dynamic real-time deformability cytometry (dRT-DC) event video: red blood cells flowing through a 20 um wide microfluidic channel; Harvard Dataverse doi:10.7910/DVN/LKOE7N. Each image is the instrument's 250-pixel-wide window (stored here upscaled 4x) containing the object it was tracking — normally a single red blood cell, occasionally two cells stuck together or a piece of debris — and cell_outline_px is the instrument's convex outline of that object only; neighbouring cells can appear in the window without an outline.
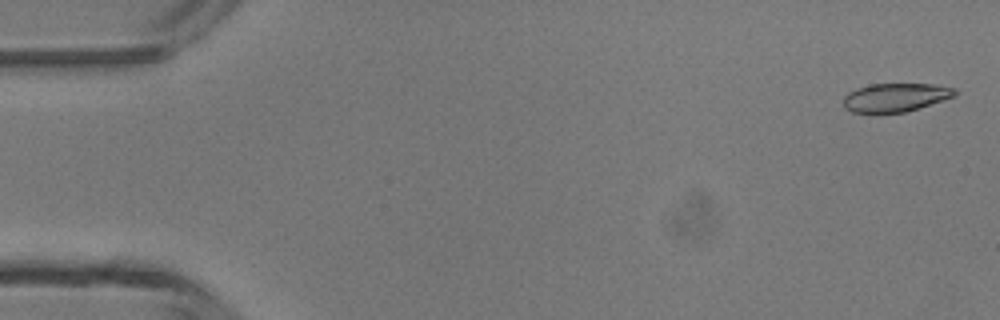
{"species": "common noctule bat (a hibernating species)", "species_latin": "Nyctalus noctula", "temperature_condition": "room temperature", "stored_images_in_passage": 7, "camera_frame_rate_fps": 3000, "um_per_image_px": 0.085, "animal": {"sex": "male", "body_mass_g": 13.3}, "frame": {"image": 1, "passage_image": 1, "time_ms": 0.0, "image_size_px": [1000, 320], "cell_outline_px": [[956, 96], [944, 100], [904, 112], [852, 112], [844, 108], [844, 96], [848, 92], [856, 88], [872, 84], [936, 84], [956, 88]], "centroid_in_image_um": [76.13, 8.26], "position_along_channel_um": 8.9, "area_um2": 18.44}}
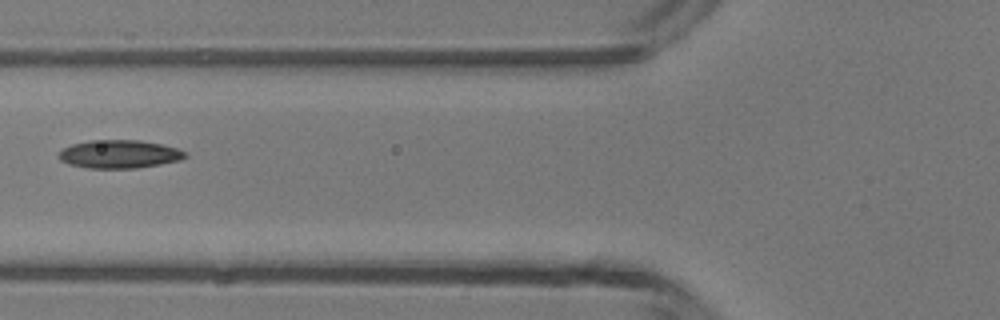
{"frame": {"image": 2, "passage_image": 6, "time_ms": 5.667, "image_size_px": [1000, 320], "cell_outline_px": [[188, 156], [180, 160], [160, 164], [136, 168], [88, 168], [68, 164], [60, 160], [60, 152], [64, 148], [72, 144], [88, 140], [140, 140], [160, 144], [176, 148], [184, 152]], "centroid_in_image_um": [10.13, 13.1], "position_along_channel_um": 115.7, "area_um2": 20.63}}
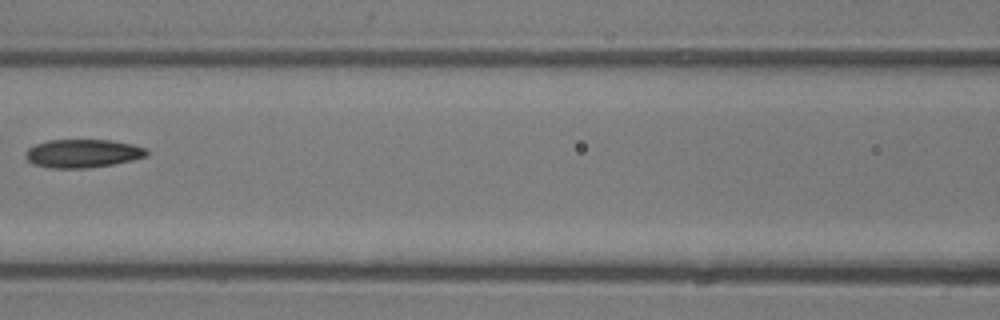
{"frame": {"image": 3, "passage_image": 7, "time_ms": 6.667, "image_size_px": [1000, 320], "cell_outline_px": [[148, 156], [132, 160], [112, 164], [88, 168], [48, 168], [32, 164], [24, 156], [24, 152], [28, 148], [36, 144], [48, 140], [112, 140], [132, 144], [144, 148], [148, 152]], "centroid_in_image_um": [6.99, 13.04], "position_along_channel_um": 159.6, "area_um2": 20.11}}